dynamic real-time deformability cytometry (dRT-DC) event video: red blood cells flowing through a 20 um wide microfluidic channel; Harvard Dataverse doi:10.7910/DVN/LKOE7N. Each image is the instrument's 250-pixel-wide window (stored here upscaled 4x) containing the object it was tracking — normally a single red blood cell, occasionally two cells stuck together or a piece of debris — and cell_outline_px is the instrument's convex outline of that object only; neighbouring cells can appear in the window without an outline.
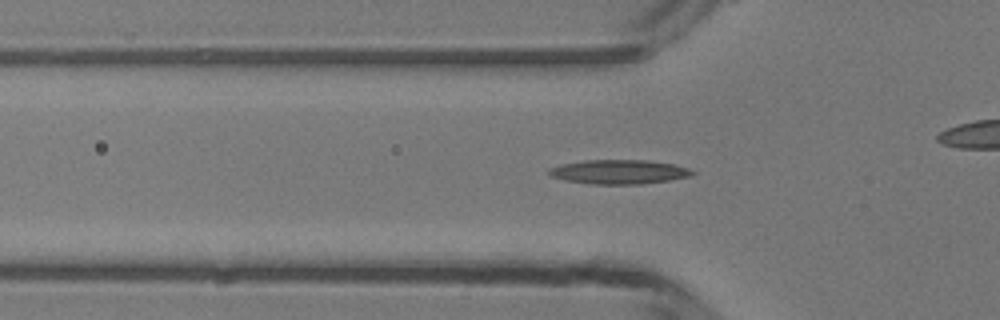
{"species": "common noctule bat (a hibernating species)", "species_latin": "Nyctalus noctula", "temperature_condition": "room temperature", "stored_images_in_passage": 49, "camera_frame_rate_fps": 3000, "um_per_image_px": 0.085, "animal": {"sex": "male", "body_mass_g": 13.3}, "frame": {"image": 1, "passage_image": 15, "time_ms": 4.667, "image_size_px": [1000, 320], "cell_outline_px": [[696, 172], [692, 176], [668, 180], [640, 184], [592, 184], [564, 180], [548, 176], [548, 168], [564, 164], [584, 160], [648, 160], [672, 164], [688, 168]], "centroid_in_image_um": [52.59, 14.61], "position_along_channel_um": 73.2, "area_um2": 20.23}}
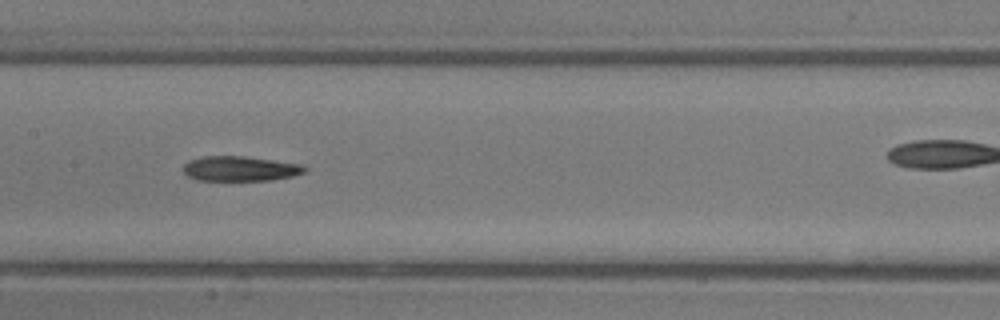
{"frame": {"image": 2, "passage_image": 23, "time_ms": 7.333, "image_size_px": [1000, 320], "cell_outline_px": [[308, 168], [304, 172], [292, 176], [272, 180], [196, 180], [188, 176], [184, 172], [184, 164], [188, 160], [204, 156], [244, 156], [300, 164]], "centroid_in_image_um": [20.39, 14.33], "position_along_channel_um": 187.0, "area_um2": 17.51}}
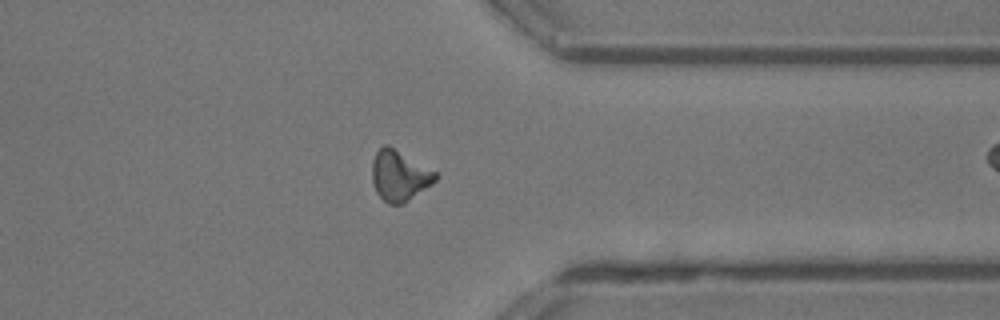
{"frame": {"image": 3, "passage_image": 37, "time_ms": 12.0, "image_size_px": [1000, 320], "cell_outline_px": [[440, 176], [432, 184], [404, 204], [388, 204], [376, 192], [372, 180], [372, 160], [376, 152], [384, 144], [388, 144], [440, 172]], "centroid_in_image_um": [34.0, 14.91], "position_along_channel_um": 377.4, "area_um2": 19.19}}